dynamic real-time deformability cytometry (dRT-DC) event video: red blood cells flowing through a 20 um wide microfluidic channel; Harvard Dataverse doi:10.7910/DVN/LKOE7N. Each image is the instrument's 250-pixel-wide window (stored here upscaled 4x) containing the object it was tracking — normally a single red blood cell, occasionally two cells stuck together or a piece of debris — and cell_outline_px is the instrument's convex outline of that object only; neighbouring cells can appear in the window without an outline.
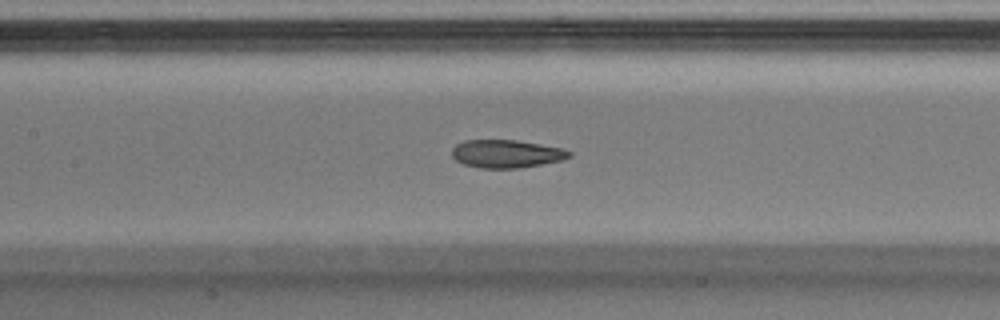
{"species": "Egyptian fruit bat (a non-hibernating species)", "species_latin": "Rousettus aegyptiacus", "temperature_condition": "warm", "stored_images_in_passage": 42, "camera_frame_rate_fps": 3000, "um_per_image_px": 0.085, "animal": {"sex": "male"}, "frame": {"image": 1, "passage_image": 24, "time_ms": 7.667, "image_size_px": [1000, 320], "cell_outline_px": [[572, 156], [564, 160], [520, 168], [480, 168], [464, 164], [456, 160], [452, 156], [452, 148], [456, 144], [464, 140], [516, 140], [564, 148], [572, 152]], "centroid_in_image_um": [43.07, 13.07], "position_along_channel_um": 164.3, "area_um2": 19.31}}
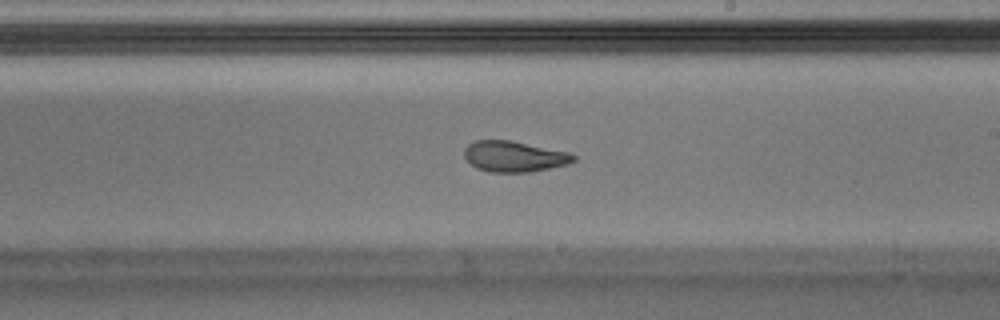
{"frame": {"image": 2, "passage_image": 30, "time_ms": 9.667, "image_size_px": [1000, 320], "cell_outline_px": [[576, 160], [568, 164], [528, 172], [488, 172], [476, 168], [464, 156], [464, 148], [468, 144], [476, 140], [512, 140], [568, 152], [576, 156]], "centroid_in_image_um": [43.69, 13.29], "position_along_channel_um": 245.3, "area_um2": 19.59}}
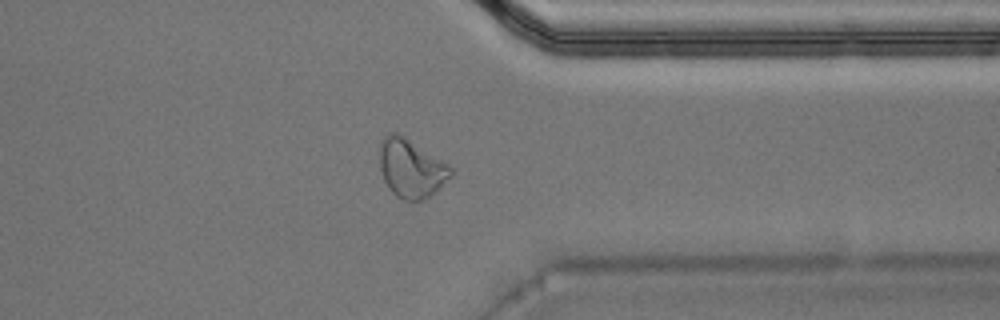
{"frame": {"image": 3, "passage_image": 40, "time_ms": 13.0, "image_size_px": [1000, 320], "cell_outline_px": [[452, 176], [428, 196], [420, 200], [404, 200], [396, 196], [392, 192], [384, 180], [380, 168], [380, 144], [384, 136], [392, 132], [396, 132], [404, 136], [448, 164], [452, 168]], "centroid_in_image_um": [34.92, 14.29], "position_along_channel_um": 376.5, "area_um2": 23.81}}